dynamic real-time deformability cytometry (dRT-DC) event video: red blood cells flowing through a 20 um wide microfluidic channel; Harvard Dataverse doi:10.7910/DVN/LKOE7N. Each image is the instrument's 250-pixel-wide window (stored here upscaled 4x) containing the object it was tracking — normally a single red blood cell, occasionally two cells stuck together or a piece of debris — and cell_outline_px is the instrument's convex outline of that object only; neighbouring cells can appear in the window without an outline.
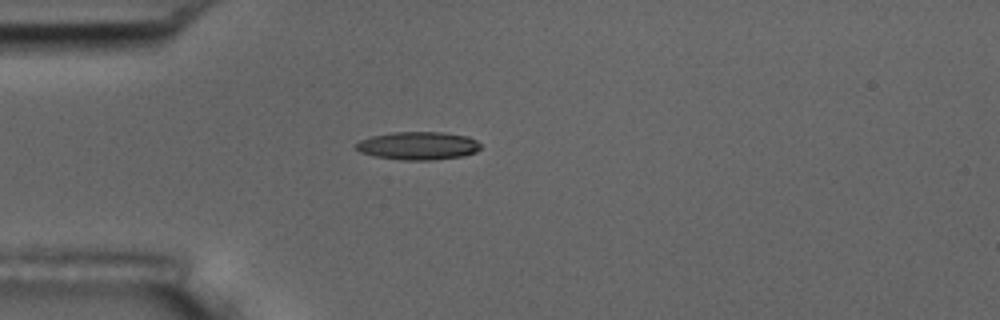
{"species": "common noctule bat (a hibernating species)", "species_latin": "Nyctalus noctula", "temperature_condition": "room temperature", "stored_images_in_passage": 1, "camera_frame_rate_fps": 3000, "um_per_image_px": 0.085, "animal": {"sex": "male", "body_mass_g": 17.5, "forearm_length_mm": 52.3}, "frame": {"image": 1, "passage_image": 1, "time_ms": 0.0, "image_size_px": [1000, 320], "cell_outline_px": [[480, 148], [476, 152], [464, 156], [432, 160], [400, 160], [372, 156], [360, 152], [352, 148], [360, 140], [372, 136], [392, 132], [440, 132], [468, 136], [476, 140], [480, 144]], "centroid_in_image_um": [35.51, 12.39], "position_along_channel_um": 49.5, "area_um2": 20.58}}